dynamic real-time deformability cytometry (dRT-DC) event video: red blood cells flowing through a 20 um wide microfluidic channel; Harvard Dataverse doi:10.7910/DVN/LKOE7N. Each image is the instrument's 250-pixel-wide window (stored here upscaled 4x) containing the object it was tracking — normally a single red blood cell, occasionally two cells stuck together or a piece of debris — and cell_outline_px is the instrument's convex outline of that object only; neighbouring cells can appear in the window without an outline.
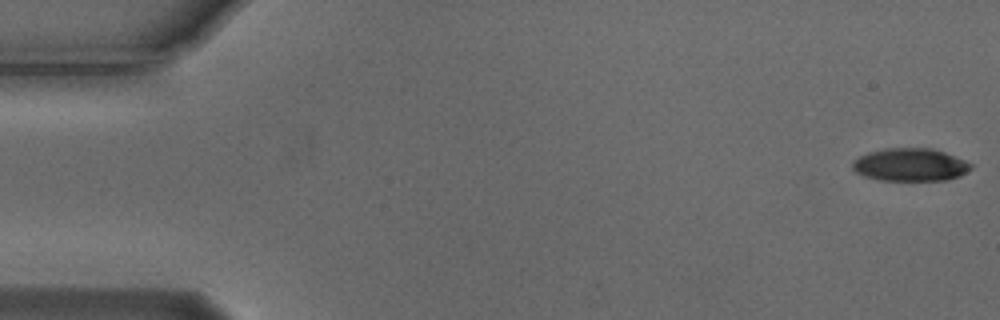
{"species": "Egyptian fruit bat (a non-hibernating species)", "species_latin": "Rousettus aegyptiacus", "temperature_condition": "cold", "stored_images_in_passage": 12, "camera_frame_rate_fps": 3000, "um_per_image_px": 0.085, "animal": {"sex": "male"}, "frame": {"image": 1, "passage_image": 1, "time_ms": 0.0, "image_size_px": [1000, 320], "cell_outline_px": [[972, 168], [960, 176], [948, 180], [880, 180], [864, 176], [856, 172], [852, 168], [852, 160], [868, 152], [884, 148], [932, 148], [944, 152], [964, 160], [972, 164]], "centroid_in_image_um": [77.36, 14.0], "position_along_channel_um": 7.6, "area_um2": 22.72}}